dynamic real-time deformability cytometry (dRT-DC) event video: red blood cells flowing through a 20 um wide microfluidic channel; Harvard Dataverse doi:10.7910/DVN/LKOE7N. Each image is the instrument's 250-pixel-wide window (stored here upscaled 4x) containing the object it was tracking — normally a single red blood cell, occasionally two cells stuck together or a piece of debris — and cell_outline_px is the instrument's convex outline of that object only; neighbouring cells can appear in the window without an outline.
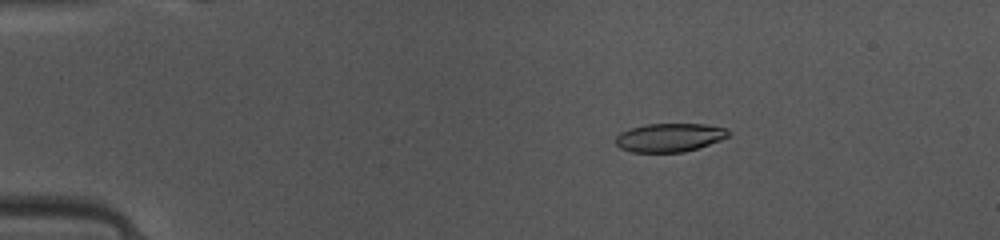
{"species": "common noctule bat (a hibernating species)", "species_latin": "Nyctalus noctula", "temperature_condition": "warm", "stored_images_in_passage": 49, "camera_frame_rate_fps": 3000, "um_per_image_px": 0.085, "animal": {"sex": "female", "body_mass_g": 10.0, "forearm_length_mm": 53.1}, "frame": {"image": 1, "passage_image": 9, "time_ms": 2.667, "image_size_px": [1000, 240], "cell_outline_px": [[728, 136], [720, 140], [684, 152], [632, 152], [620, 148], [616, 144], [616, 136], [620, 132], [628, 128], [648, 124], [704, 124], [728, 128]], "centroid_in_image_um": [56.87, 11.68], "position_along_channel_um": 28.1, "area_um2": 18.67}}
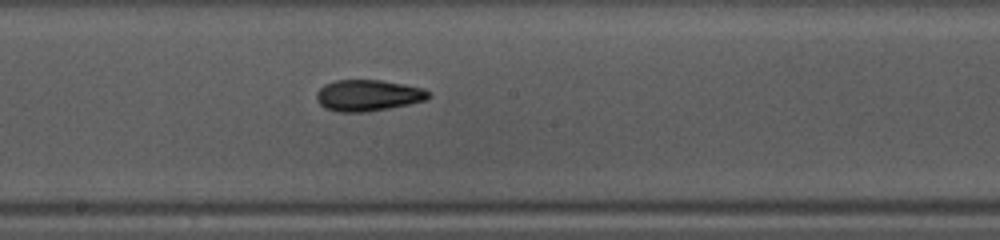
{"frame": {"image": 2, "passage_image": 27, "time_ms": 8.667, "image_size_px": [1000, 240], "cell_outline_px": [[432, 96], [424, 100], [408, 104], [388, 108], [364, 112], [340, 112], [324, 108], [316, 100], [316, 92], [324, 84], [336, 80], [380, 80], [404, 84], [424, 88], [432, 92]], "centroid_in_image_um": [31.28, 8.1], "position_along_channel_um": 216.9, "area_um2": 20.52}}
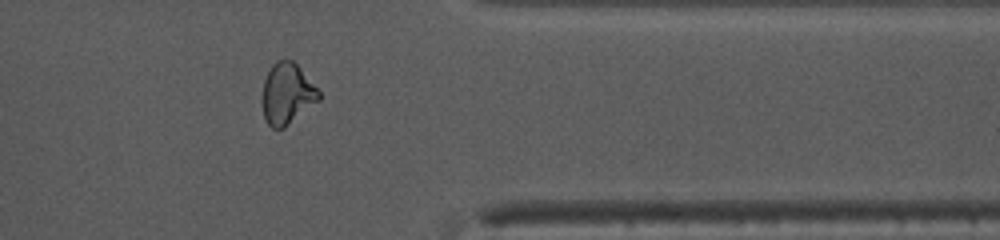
{"frame": {"image": 3, "passage_image": 40, "time_ms": 13.0, "image_size_px": [1000, 240], "cell_outline_px": [[320, 100], [284, 128], [272, 128], [268, 124], [264, 116], [264, 80], [272, 64], [276, 60], [292, 60], [300, 68], [320, 92]], "centroid_in_image_um": [24.43, 7.97], "position_along_channel_um": 387.0, "area_um2": 19.71}, "authors_computed_cell_mechanics": {"area_um2": 19.7098, "velocity_mm_per_s": 4.1345, "shape_relaxation_time_tau1_ms": 7.5209, "shape_relaxation_time_tau2_ms": 2.7004, "deformation_change_tau1": 0.2127, "deformation_change_tau2": 0.108}}